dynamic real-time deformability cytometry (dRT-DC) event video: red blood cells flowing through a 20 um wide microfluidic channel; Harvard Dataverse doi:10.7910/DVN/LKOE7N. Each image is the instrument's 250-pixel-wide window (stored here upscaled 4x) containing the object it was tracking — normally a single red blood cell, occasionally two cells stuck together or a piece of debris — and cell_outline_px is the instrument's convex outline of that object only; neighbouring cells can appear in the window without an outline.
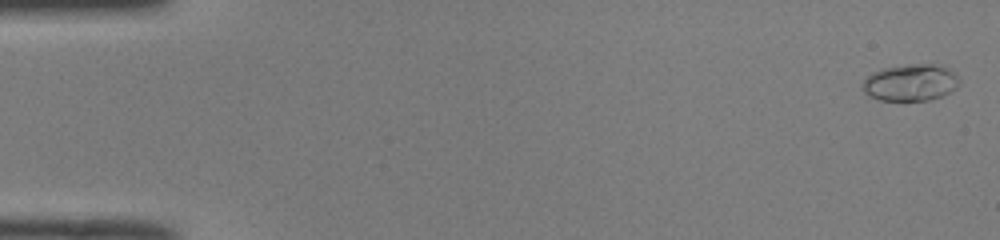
{"species": "common noctule bat (a hibernating species)", "species_latin": "Nyctalus noctula", "temperature_condition": "room temperature", "stored_images_in_passage": 51, "camera_frame_rate_fps": 3000, "um_per_image_px": 0.085, "animal": {"sex": "male", "body_mass_g": 19.0, "forearm_length_mm": 50.8}, "frame": {"image": 1, "passage_image": 2, "time_ms": 0.333, "image_size_px": [1000, 240], "cell_outline_px": [[960, 84], [956, 88], [940, 96], [928, 100], [880, 100], [864, 92], [864, 80], [872, 72], [884, 68], [912, 64], [944, 64], [960, 80]], "centroid_in_image_um": [77.43, 7.0], "position_along_channel_um": 7.6, "area_um2": 20.46}}
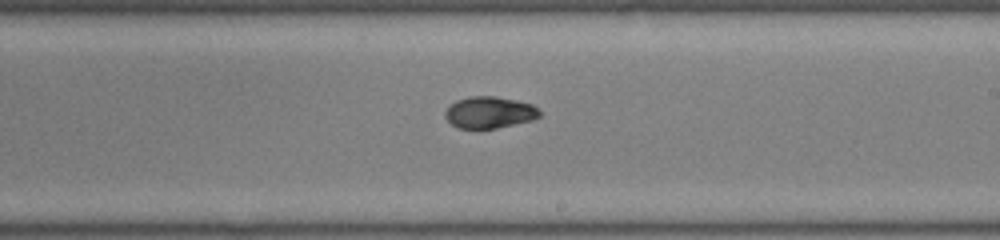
{"frame": {"image": 2, "passage_image": 31, "time_ms": 10.0, "image_size_px": [1000, 240], "cell_outline_px": [[540, 116], [532, 120], [496, 128], [456, 128], [444, 116], [444, 112], [456, 100], [468, 96], [496, 96], [516, 100], [532, 104], [540, 112]], "centroid_in_image_um": [41.59, 9.54], "position_along_channel_um": 247.4, "area_um2": 17.34}}
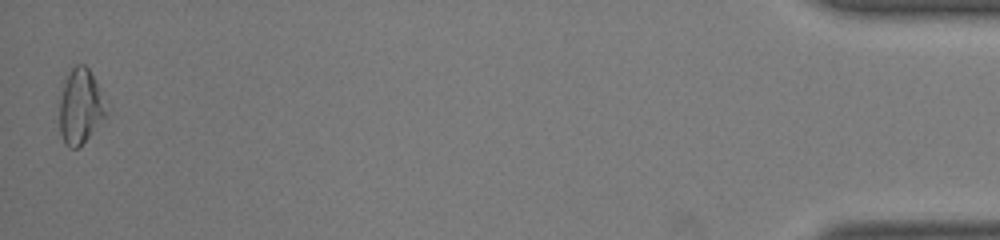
{"frame": {"image": 3, "passage_image": 51, "time_ms": 16.667, "image_size_px": [1000, 240], "cell_outline_px": [[108, 116], [76, 148], [68, 148], [64, 144], [60, 132], [60, 100], [64, 80], [72, 68], [76, 64], [84, 64], [88, 68], [96, 84]], "centroid_in_image_um": [6.8, 9.07], "position_along_channel_um": 428.4, "area_um2": 19.83}, "authors_computed_cell_mechanics": {"area_um2": 18.0336, "velocity_mm_per_s": 4.0613, "shape_relaxation_time_tau1_ms": 5.2017, "shape_relaxation_time_tau2_ms": 2.5722, "deformation_change_tau1": 0.1725, "deformation_change_tau2": 0.0475}}